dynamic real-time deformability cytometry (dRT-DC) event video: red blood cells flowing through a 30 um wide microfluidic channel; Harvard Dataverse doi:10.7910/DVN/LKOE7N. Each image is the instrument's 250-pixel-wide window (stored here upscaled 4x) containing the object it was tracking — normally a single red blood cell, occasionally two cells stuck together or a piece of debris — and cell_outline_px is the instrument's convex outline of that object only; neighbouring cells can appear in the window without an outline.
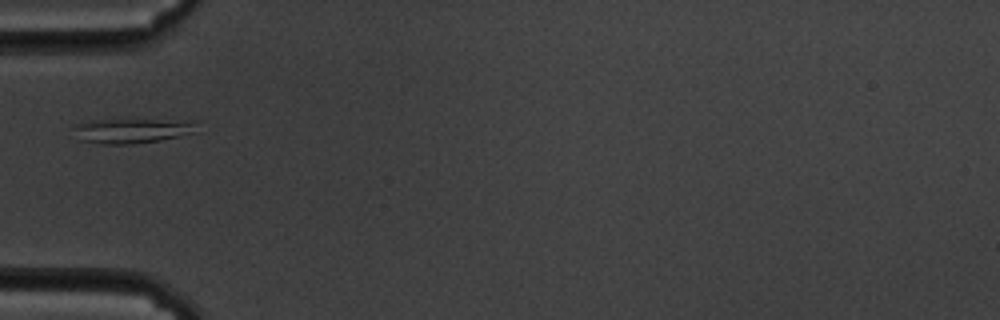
{"species": "common noctule bat (a hibernating species)", "species_latin": "Nyctalus noctula", "temperature_condition": "cold", "stored_images_in_passage": 34, "camera_frame_rate_fps": 3000, "um_per_image_px": 0.085, "animal": {"sex": "male", "body_mass_g": 19.5, "forearm_length_mm": 54.6}, "frame": {"image": 1, "passage_image": 1, "time_ms": 0.0, "image_size_px": [1000, 320], "cell_outline_px": [[196, 132], [160, 140], [132, 144], [100, 144], [80, 140], [72, 124], [92, 120], [188, 120], [192, 124]], "centroid_in_image_um": [11.14, 11.12], "position_along_channel_um": 73.9, "area_um2": 17.46}}
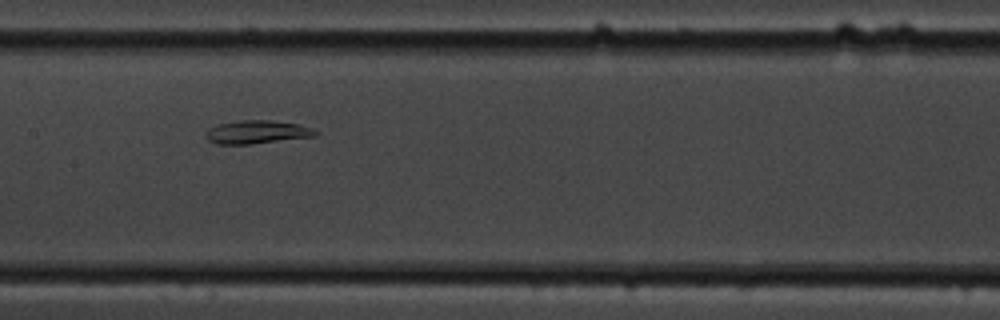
{"frame": {"image": 2, "passage_image": 11, "time_ms": 3.333, "image_size_px": [1000, 320], "cell_outline_px": [[320, 132], [316, 136], [252, 144], [216, 144], [208, 140], [204, 136], [204, 132], [208, 128], [216, 124], [240, 120], [272, 120], [300, 124], [312, 128]], "centroid_in_image_um": [21.82, 11.22], "position_along_channel_um": 185.6, "area_um2": 15.2}}
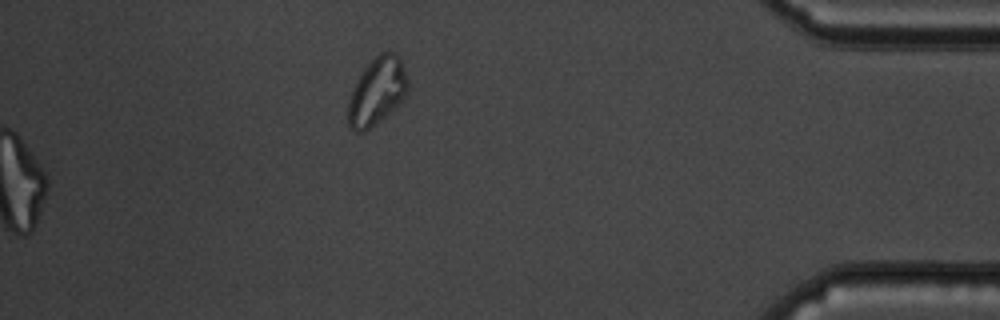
{"frame": {"image": 3, "passage_image": 34, "time_ms": 11.0, "image_size_px": [1000, 320], "cell_outline_px": [[408, 92], [400, 104], [380, 120], [364, 132], [352, 132], [348, 128], [348, 100], [364, 68], [380, 52], [392, 52], [400, 56], [404, 64], [408, 80]], "centroid_in_image_um": [32.07, 7.78], "position_along_channel_um": 403.1, "area_um2": 23.52}}